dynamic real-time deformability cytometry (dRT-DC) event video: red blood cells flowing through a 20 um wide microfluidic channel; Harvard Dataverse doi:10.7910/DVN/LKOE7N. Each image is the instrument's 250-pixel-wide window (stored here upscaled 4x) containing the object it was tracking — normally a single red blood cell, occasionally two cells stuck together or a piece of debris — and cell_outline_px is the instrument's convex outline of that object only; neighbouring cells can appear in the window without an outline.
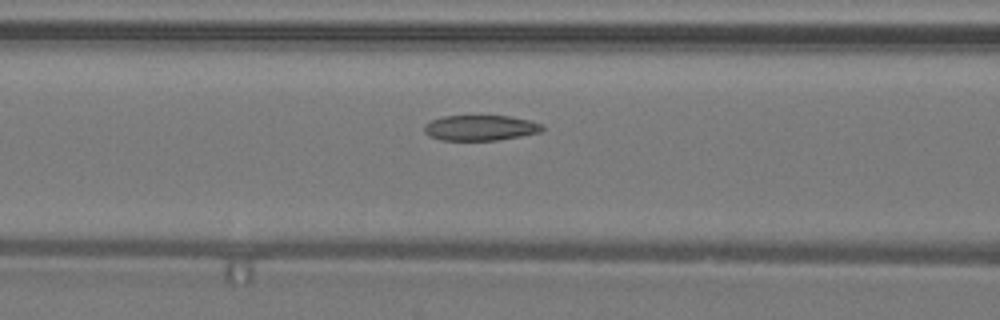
{"species": "common noctule bat (a hibernating species)", "species_latin": "Nyctalus noctula", "temperature_condition": "warm", "stored_images_in_passage": 36, "camera_frame_rate_fps": 3000, "um_per_image_px": 0.085, "animal": {"sex": "male", "body_mass_g": 19.2, "forearm_length_mm": 51.8}, "frame": {"image": 1, "passage_image": 16, "time_ms": 5.0, "image_size_px": [1000, 320], "cell_outline_px": [[544, 128], [540, 132], [520, 136], [496, 140], [440, 140], [428, 136], [424, 132], [424, 124], [432, 120], [444, 116], [508, 116], [532, 120], [540, 124]], "centroid_in_image_um": [40.8, 10.86], "position_along_channel_um": 125.8, "area_um2": 17.46}}
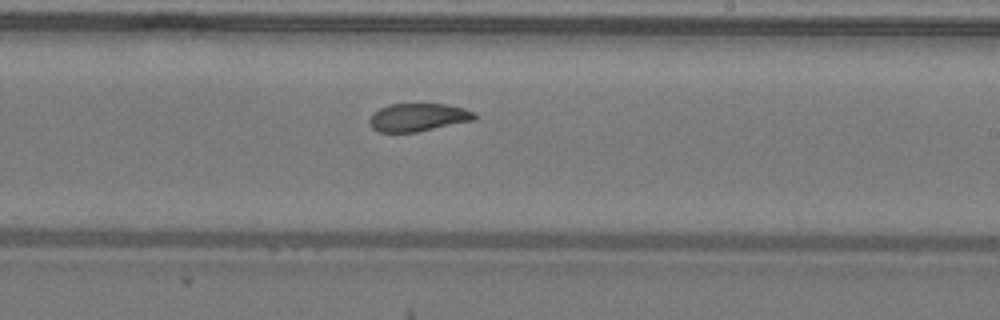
{"frame": {"image": 2, "passage_image": 25, "time_ms": 8.0, "image_size_px": [1000, 320], "cell_outline_px": [[476, 120], [416, 132], [380, 132], [372, 128], [368, 120], [372, 112], [388, 104], [444, 104], [464, 108], [476, 112]], "centroid_in_image_um": [35.54, 9.97], "position_along_channel_um": 253.5, "area_um2": 17.28}}
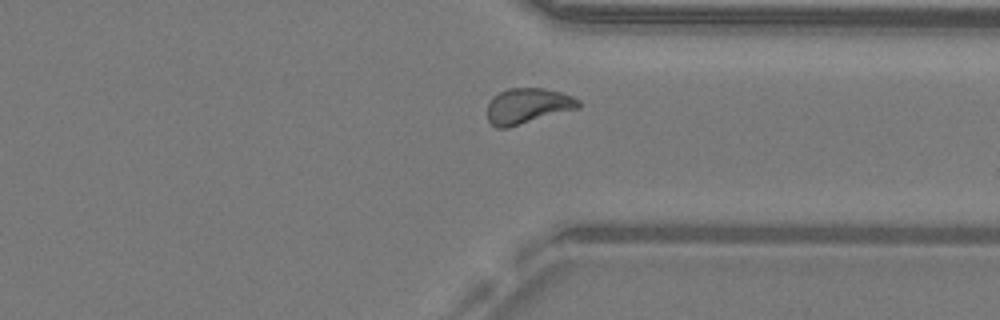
{"frame": {"image": 3, "passage_image": 33, "time_ms": 10.667, "image_size_px": [1000, 320], "cell_outline_px": [[580, 108], [508, 128], [496, 128], [488, 120], [488, 104], [492, 96], [508, 88], [544, 88], [560, 92], [572, 96], [580, 100]], "centroid_in_image_um": [44.86, 9.01], "position_along_channel_um": 366.5, "area_um2": 19.02}}